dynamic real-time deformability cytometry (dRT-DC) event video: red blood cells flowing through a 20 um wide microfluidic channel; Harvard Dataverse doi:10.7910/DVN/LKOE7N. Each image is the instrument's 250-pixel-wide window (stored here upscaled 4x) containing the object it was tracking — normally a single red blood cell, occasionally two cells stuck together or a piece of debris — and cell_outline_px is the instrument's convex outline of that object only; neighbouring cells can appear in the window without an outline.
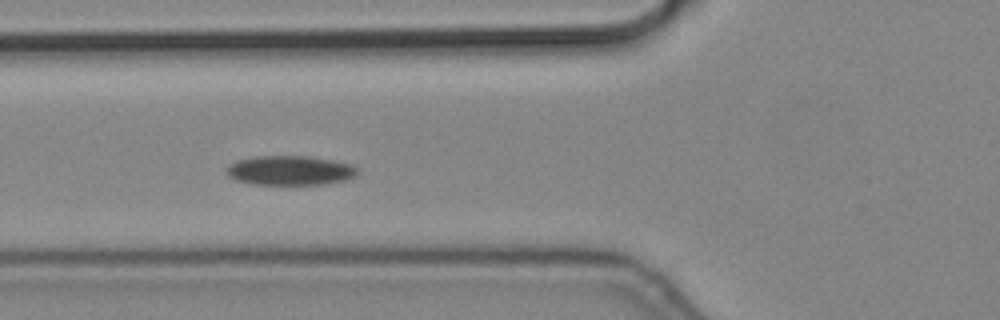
{"species": "common noctule bat (a hibernating species)", "species_latin": "Nyctalus noctula", "temperature_condition": "cold", "stored_images_in_passage": 11, "camera_frame_rate_fps": 3000, "um_per_image_px": 0.085, "animal": {"sex": "male", "body_mass_g": 19.2, "forearm_length_mm": 51.8}, "frame": {"image": 1, "passage_image": 7, "time_ms": 2.0, "image_size_px": [1000, 320], "cell_outline_px": [[356, 176], [344, 180], [320, 184], [256, 184], [236, 180], [228, 176], [228, 168], [236, 160], [256, 156], [308, 156], [332, 160], [352, 164], [356, 168]], "centroid_in_image_um": [24.66, 14.48], "position_along_channel_um": 101.1, "area_um2": 22.14}}